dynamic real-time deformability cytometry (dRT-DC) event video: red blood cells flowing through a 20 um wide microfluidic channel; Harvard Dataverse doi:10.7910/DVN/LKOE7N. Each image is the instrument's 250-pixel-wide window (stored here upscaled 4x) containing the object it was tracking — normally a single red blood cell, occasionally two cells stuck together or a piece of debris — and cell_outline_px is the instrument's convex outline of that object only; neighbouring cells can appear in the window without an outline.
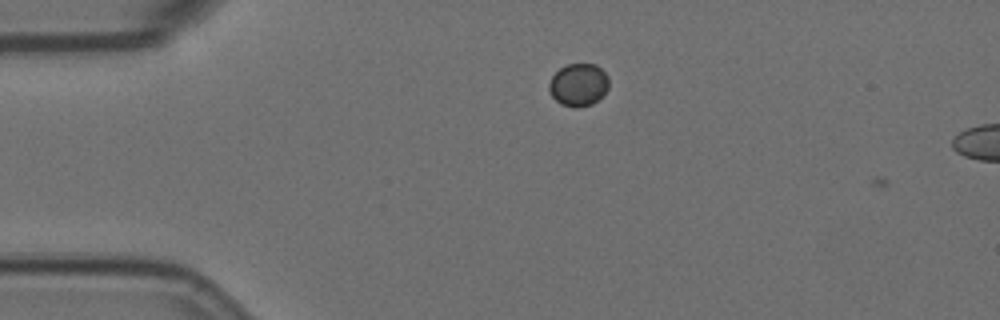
{"species": "Egyptian fruit bat (a non-hibernating species)", "species_latin": "Rousettus aegyptiacus", "temperature_condition": "room temperature", "stored_images_in_passage": 2, "camera_frame_rate_fps": 3000, "um_per_image_px": 0.085, "animal": {"sex": "female"}, "frame": {"image": 1, "passage_image": 1, "time_ms": 0.0, "image_size_px": [1000, 320], "cell_outline_px": [[608, 88], [592, 104], [576, 108], [560, 104], [552, 96], [548, 88], [548, 84], [552, 76], [560, 68], [568, 64], [596, 64], [608, 76]], "centroid_in_image_um": [49.15, 7.2], "position_along_channel_um": 35.9, "area_um2": 14.74}}